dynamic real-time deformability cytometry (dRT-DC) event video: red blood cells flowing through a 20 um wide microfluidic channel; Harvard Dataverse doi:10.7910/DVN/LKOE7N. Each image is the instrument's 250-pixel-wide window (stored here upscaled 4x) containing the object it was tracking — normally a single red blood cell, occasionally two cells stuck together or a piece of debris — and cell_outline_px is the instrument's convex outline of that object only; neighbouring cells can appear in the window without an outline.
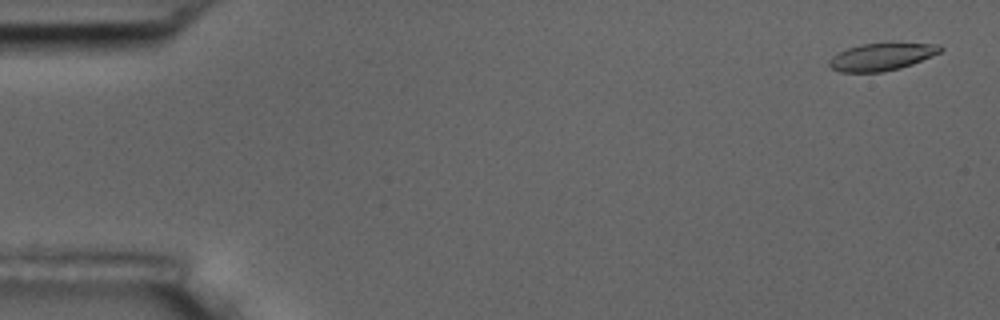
{"species": "common noctule bat (a hibernating species)", "species_latin": "Nyctalus noctula", "temperature_condition": "room temperature", "stored_images_in_passage": 57, "camera_frame_rate_fps": 3000, "um_per_image_px": 0.085, "animal": {"sex": "male", "body_mass_g": 17.5, "forearm_length_mm": 52.3}, "frame": {"image": 1, "passage_image": 2, "time_ms": 0.333, "image_size_px": [1000, 320], "cell_outline_px": [[944, 48], [940, 52], [912, 64], [900, 68], [880, 72], [840, 72], [832, 68], [828, 64], [828, 60], [832, 56], [848, 48], [860, 44], [940, 44]], "centroid_in_image_um": [74.9, 4.84], "position_along_channel_um": 10.1, "area_um2": 17.34}}
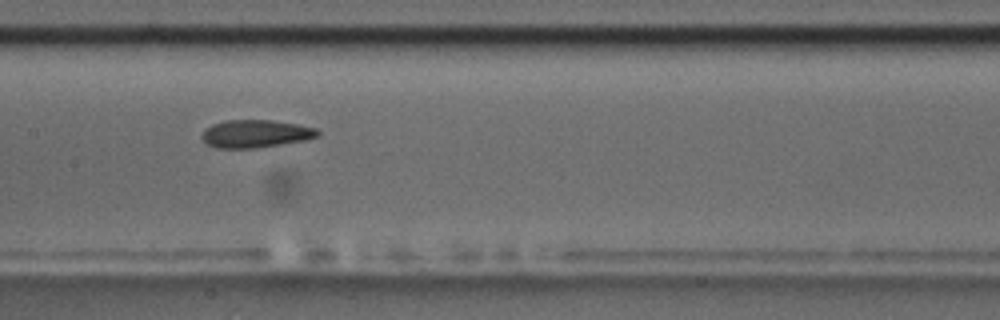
{"frame": {"image": 2, "passage_image": 28, "time_ms": 9.0, "image_size_px": [1000, 320], "cell_outline_px": [[320, 132], [316, 136], [304, 140], [256, 148], [216, 148], [204, 144], [200, 136], [204, 128], [212, 124], [224, 120], [272, 120], [296, 124], [316, 128]], "centroid_in_image_um": [21.63, 11.36], "position_along_channel_um": 185.8, "area_um2": 18.84}}
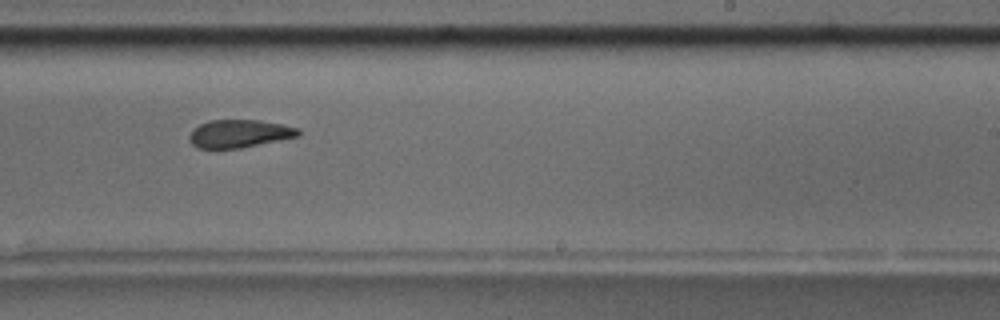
{"frame": {"image": 3, "passage_image": 35, "time_ms": 11.333, "image_size_px": [1000, 320], "cell_outline_px": [[300, 136], [240, 148], [196, 148], [188, 140], [188, 136], [200, 124], [208, 120], [260, 120], [300, 128]], "centroid_in_image_um": [20.35, 11.36], "position_along_channel_um": 268.7, "area_um2": 17.69}, "authors_computed_cell_mechanics": {"area_um2": 19.0162, "velocity_mm_per_s": 3.5683, "shape_relaxation_time_tau1_ms": null, "shape_relaxation_time_tau2_ms": 2.372, "deformation_change_tau1": null, "deformation_change_tau2": 0.0867}}